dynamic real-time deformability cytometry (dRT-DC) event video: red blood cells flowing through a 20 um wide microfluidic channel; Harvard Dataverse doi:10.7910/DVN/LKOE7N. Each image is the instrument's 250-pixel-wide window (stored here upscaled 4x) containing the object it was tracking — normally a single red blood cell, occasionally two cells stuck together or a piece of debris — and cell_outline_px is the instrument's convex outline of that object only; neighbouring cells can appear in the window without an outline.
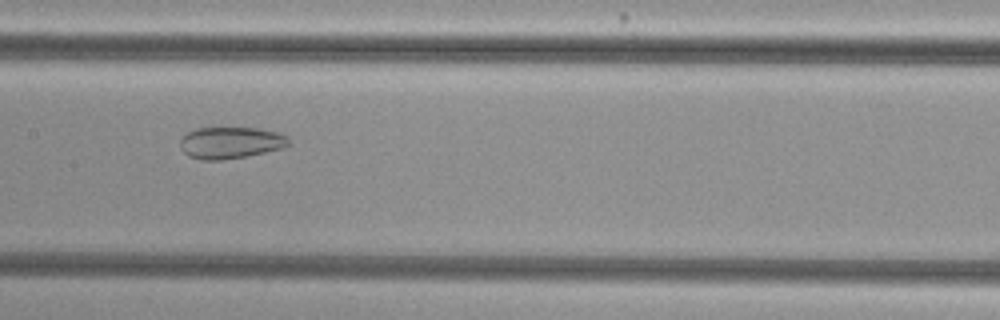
{"species": "common noctule bat (a hibernating species)", "species_latin": "Nyctalus noctula", "temperature_condition": "cold", "stored_images_in_passage": 56, "camera_frame_rate_fps": 3000, "um_per_image_px": 0.085, "animal": {"sex": "female", "body_mass_g": 29.2, "forearm_length_mm": 56.3}, "frame": {"image": 1, "passage_image": 29, "time_ms": 9.333, "image_size_px": [1000, 320], "cell_outline_px": [[288, 144], [284, 148], [224, 160], [200, 160], [188, 156], [180, 148], [180, 140], [188, 132], [196, 128], [256, 128], [280, 132], [288, 136]], "centroid_in_image_um": [19.59, 12.13], "position_along_channel_um": 187.8, "area_um2": 20.06}}
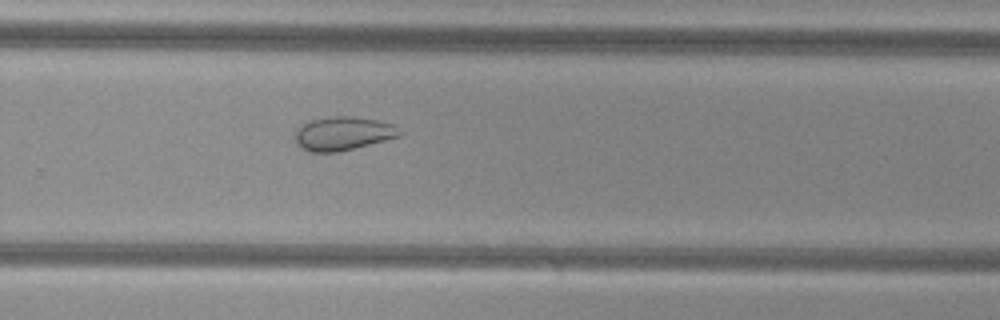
{"frame": {"image": 2, "passage_image": 38, "time_ms": 12.333, "image_size_px": [1000, 320], "cell_outline_px": [[404, 132], [400, 136], [336, 152], [308, 152], [300, 148], [296, 144], [296, 128], [300, 124], [308, 120], [332, 116], [352, 116], [380, 120], [396, 124]], "centroid_in_image_um": [29.15, 11.32], "position_along_channel_um": 300.6, "area_um2": 20.81}}
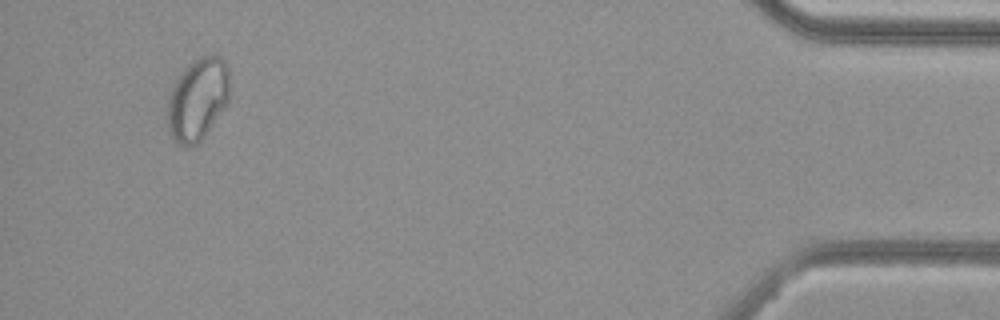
{"frame": {"image": 3, "passage_image": 53, "time_ms": 17.333, "image_size_px": [1000, 320], "cell_outline_px": [[228, 104], [204, 136], [196, 144], [188, 148], [180, 144], [172, 136], [168, 128], [168, 100], [172, 88], [180, 72], [192, 60], [200, 56], [220, 56], [228, 64]], "centroid_in_image_um": [16.81, 8.42], "position_along_channel_um": 418.4, "area_um2": 29.71}, "authors_computed_cell_mechanics": {"area_um2": 28.5532, "velocity_mm_per_s": 3.7674, "shape_relaxation_time_tau1_ms": null, "shape_relaxation_time_tau2_ms": 2.4459, "deformation_change_tau1": null, "deformation_change_tau2": 0.0688}}